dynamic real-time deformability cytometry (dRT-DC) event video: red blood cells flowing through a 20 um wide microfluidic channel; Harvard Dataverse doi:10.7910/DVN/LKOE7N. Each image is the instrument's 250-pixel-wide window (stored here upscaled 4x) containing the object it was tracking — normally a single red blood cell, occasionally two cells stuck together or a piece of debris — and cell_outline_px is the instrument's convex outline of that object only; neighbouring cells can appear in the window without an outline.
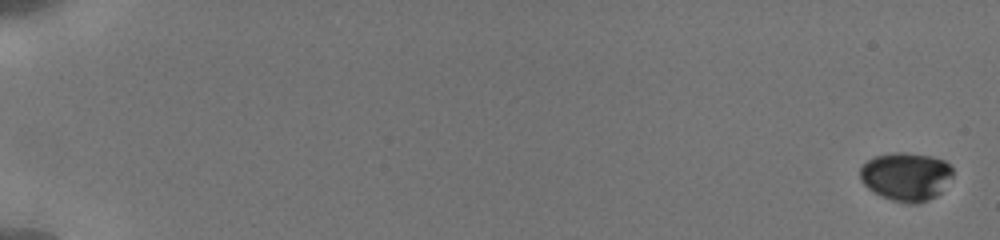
{"species": "human", "species_latin": "Homo sapiens", "temperature_condition": "cold", "stored_images_in_passage": 58, "camera_frame_rate_fps": 3000, "um_per_image_px": 0.085, "donor": {"sex": "male"}, "frame": {"image": 1, "passage_image": 1, "time_ms": 0.0, "image_size_px": [1000, 240], "cell_outline_px": [[952, 176], [940, 192], [936, 196], [928, 200], [916, 204], [908, 204], [892, 200], [880, 196], [868, 188], [860, 180], [860, 168], [868, 160], [876, 156], [896, 152], [904, 152], [932, 156], [944, 160], [952, 168]], "centroid_in_image_um": [77.0, 15.01], "position_along_channel_um": 8.0, "area_um2": 26.13}}
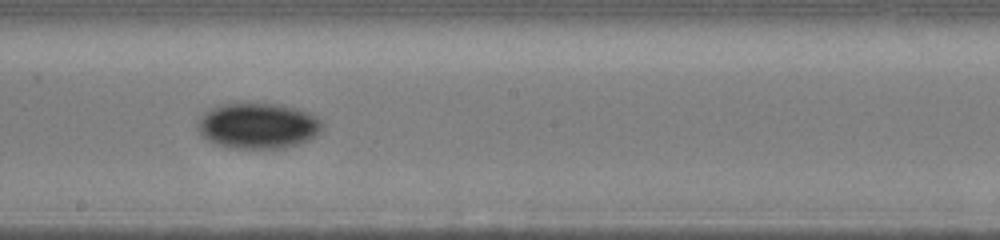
{"frame": {"image": 2, "passage_image": 33, "time_ms": 11.0, "image_size_px": [1000, 240], "cell_outline_px": [[324, 128], [316, 136], [308, 140], [284, 148], [228, 148], [216, 144], [208, 140], [196, 128], [196, 120], [208, 108], [216, 104], [240, 100], [244, 100], [284, 104], [300, 108], [312, 112], [324, 124]], "centroid_in_image_um": [21.91, 10.61], "position_along_channel_um": 226.3, "area_um2": 34.85}}
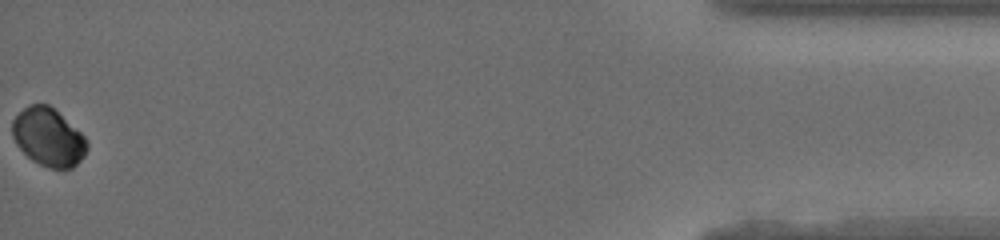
{"frame": {"image": 3, "passage_image": 58, "time_ms": 18.333, "image_size_px": [1000, 240], "cell_outline_px": [[88, 148], [84, 156], [72, 168], [48, 168], [32, 160], [16, 144], [12, 136], [12, 120], [28, 104], [48, 104], [80, 132], [88, 140]], "centroid_in_image_um": [4.11, 11.66], "position_along_channel_um": 431.1, "area_um2": 25.03}, "authors_computed_cell_mechanics": {"area_um2": 28.6688, "velocity_mm_per_s": 3.8458, "shape_relaxation_time_tau1_ms": 1.825, "shape_relaxation_time_tau2_ms": null, "deformation_change_tau1": 0.0283, "deformation_change_tau2": null}}